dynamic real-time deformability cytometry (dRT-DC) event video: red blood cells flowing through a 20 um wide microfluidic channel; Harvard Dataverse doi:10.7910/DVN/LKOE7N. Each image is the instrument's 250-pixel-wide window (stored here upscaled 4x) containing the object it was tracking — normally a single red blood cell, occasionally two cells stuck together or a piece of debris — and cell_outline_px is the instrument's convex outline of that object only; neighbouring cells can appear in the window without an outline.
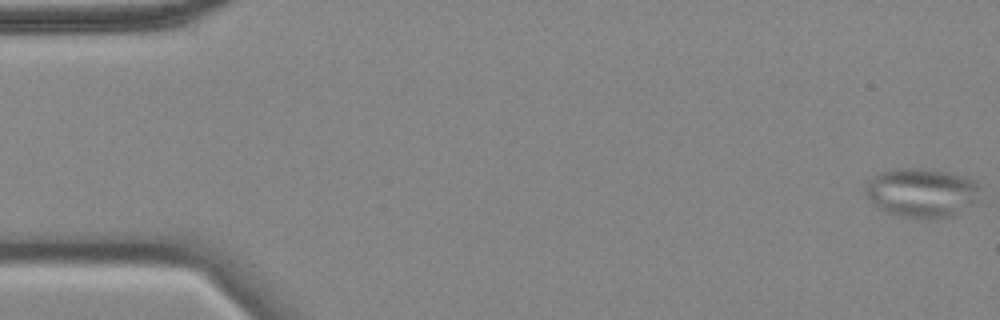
{"species": "common noctule bat (a hibernating species)", "species_latin": "Nyctalus noctula", "temperature_condition": "cold", "stored_images_in_passage": 57, "camera_frame_rate_fps": 3000, "um_per_image_px": 0.085, "animal": {"sex": "female", "body_mass_g": 18.4}, "frame": {"image": 1, "passage_image": 1, "time_ms": 0.0, "image_size_px": [1000, 320], "cell_outline_px": [[980, 200], [952, 216], [932, 220], [900, 216], [888, 212], [872, 204], [868, 200], [864, 192], [868, 180], [872, 176], [880, 172], [896, 168], [924, 168], [952, 172], [976, 180], [980, 188]], "centroid_in_image_um": [78.37, 16.37], "position_along_channel_um": 6.6, "area_um2": 33.64}}
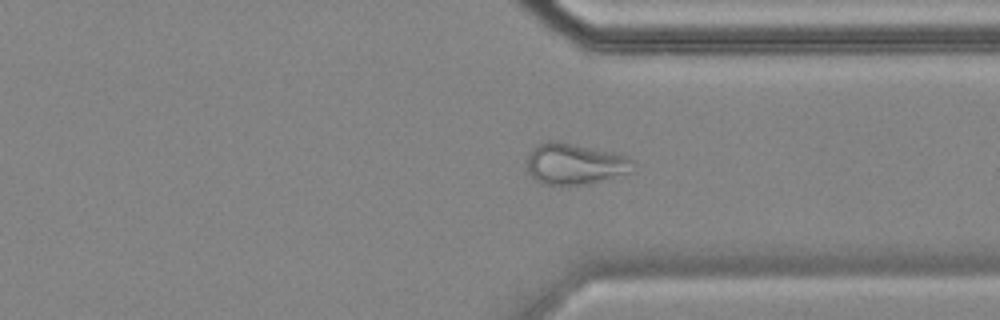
{"frame": {"image": 2, "passage_image": 43, "time_ms": 14.0, "image_size_px": [1000, 320], "cell_outline_px": [[636, 172], [592, 184], [540, 184], [528, 172], [528, 156], [532, 148], [548, 140], [560, 140], [628, 156], [636, 160]], "centroid_in_image_um": [48.97, 13.93], "position_along_channel_um": 362.4, "area_um2": 26.13}}
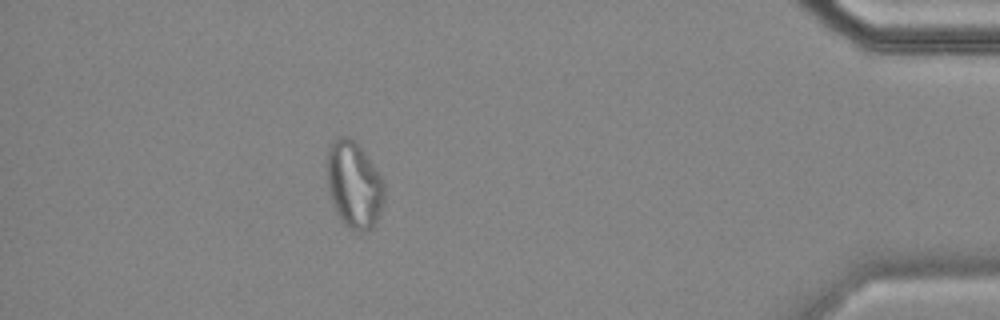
{"frame": {"image": 3, "passage_image": 51, "time_ms": 16.667, "image_size_px": [1000, 320], "cell_outline_px": [[384, 200], [380, 216], [372, 228], [368, 232], [360, 232], [344, 224], [340, 220], [332, 204], [328, 192], [328, 148], [340, 136], [348, 136], [360, 144], [384, 180]], "centroid_in_image_um": [30.12, 15.72], "position_along_channel_um": 405.1, "area_um2": 29.25}, "authors_computed_cell_mechanics": {"area_um2": 28.033, "velocity_mm_per_s": 3.5131, "shape_relaxation_time_tau1_ms": null, "shape_relaxation_time_tau2_ms": 2.0621, "deformation_change_tau1": null, "deformation_change_tau2": 0.0829}}